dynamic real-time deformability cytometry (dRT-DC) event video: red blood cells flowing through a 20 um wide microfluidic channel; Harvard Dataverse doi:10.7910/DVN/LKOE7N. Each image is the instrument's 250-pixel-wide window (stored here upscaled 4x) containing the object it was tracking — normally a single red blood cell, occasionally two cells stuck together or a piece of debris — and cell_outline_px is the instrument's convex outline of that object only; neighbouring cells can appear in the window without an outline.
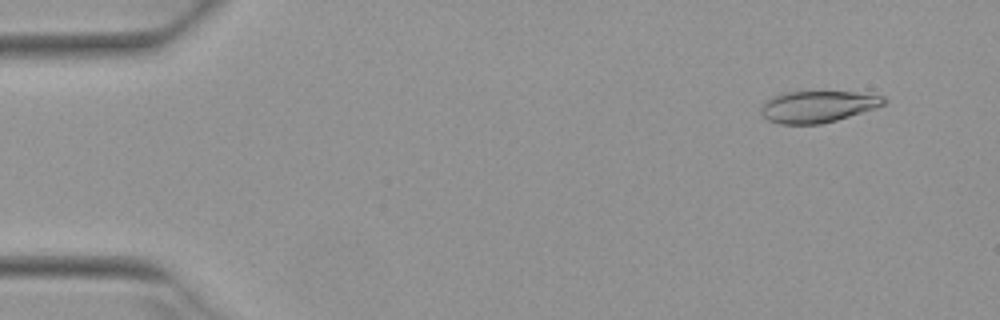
{"species": "Egyptian fruit bat (a non-hibernating species)", "species_latin": "Rousettus aegyptiacus", "temperature_condition": "warm", "stored_images_in_passage": 51, "camera_frame_rate_fps": 3000, "um_per_image_px": 0.085, "animal": {"sex": "female"}, "frame": {"image": 1, "passage_image": 4, "time_ms": 1.0, "image_size_px": [1000, 320], "cell_outline_px": [[888, 100], [884, 104], [836, 120], [820, 124], [780, 124], [768, 120], [760, 112], [760, 108], [764, 100], [772, 96], [784, 92], [852, 92], [884, 96]], "centroid_in_image_um": [69.43, 9.05], "position_along_channel_um": 15.6, "area_um2": 22.43}}
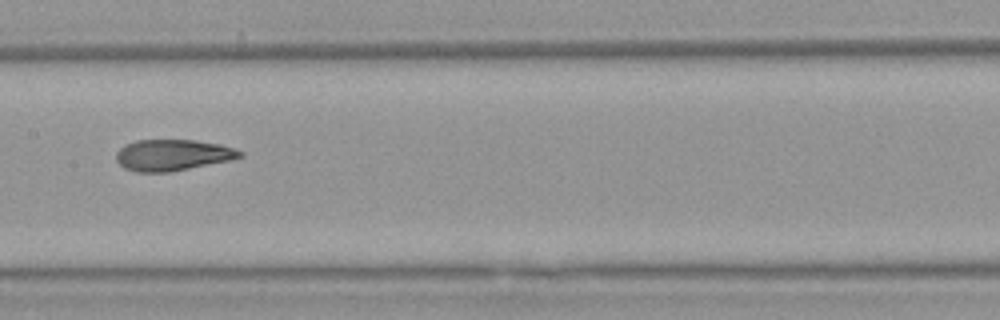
{"frame": {"image": 2, "passage_image": 26, "time_ms": 8.333, "image_size_px": [1000, 320], "cell_outline_px": [[244, 156], [232, 160], [168, 172], [136, 172], [124, 168], [116, 160], [116, 152], [124, 144], [136, 140], [196, 140], [220, 144], [236, 148], [244, 152]], "centroid_in_image_um": [14.7, 13.17], "position_along_channel_um": 192.7, "area_um2": 22.72}}
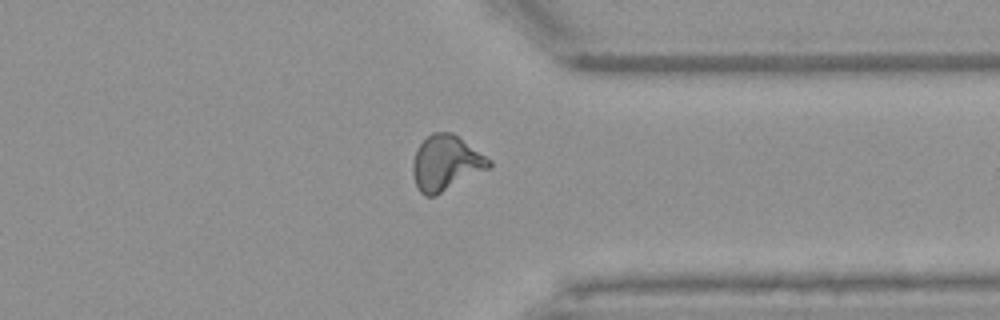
{"frame": {"image": 3, "passage_image": 40, "time_ms": 13.0, "image_size_px": [1000, 320], "cell_outline_px": [[492, 168], [436, 196], [424, 196], [416, 188], [412, 172], [412, 164], [416, 152], [420, 144], [432, 132], [452, 132], [492, 160]], "centroid_in_image_um": [37.93, 13.89], "position_along_channel_um": 373.5, "area_um2": 24.85}, "authors_computed_cell_mechanics": {"area_um2": 23.1778, "velocity_mm_per_s": 3.9476, "shape_relaxation_time_tau1_ms": null, "shape_relaxation_time_tau2_ms": 1.8048, "deformation_change_tau1": null, "deformation_change_tau2": 0.0928}}